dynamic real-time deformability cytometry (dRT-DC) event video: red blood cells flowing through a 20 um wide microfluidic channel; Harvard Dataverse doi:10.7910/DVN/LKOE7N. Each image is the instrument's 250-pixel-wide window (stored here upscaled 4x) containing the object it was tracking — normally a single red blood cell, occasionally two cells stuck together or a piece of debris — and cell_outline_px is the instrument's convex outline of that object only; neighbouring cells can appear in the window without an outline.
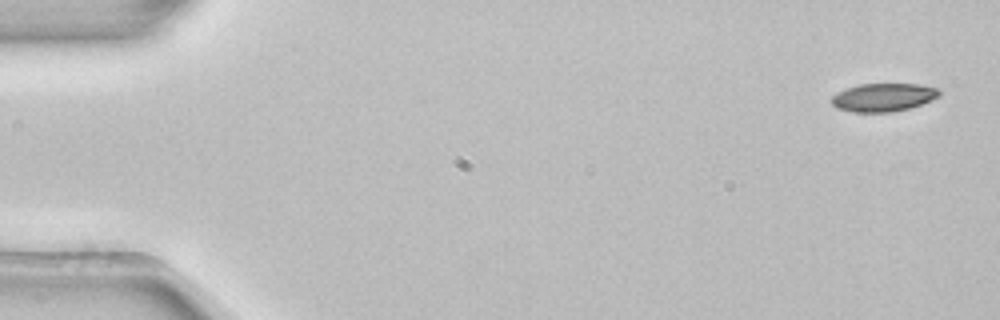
{"species": "common noctule bat (a hibernating species)", "species_latin": "Nyctalus noctula", "temperature_condition": "room temperature", "stored_images_in_passage": 6, "camera_frame_rate_fps": 3000, "um_per_image_px": 0.085, "animal": {"sex": "female", "body_mass_g": 22.7, "forearm_length_mm": 54.2}, "frame": {"image": 1, "passage_image": 1, "time_ms": 0.0, "image_size_px": [1000, 320], "cell_outline_px": [[940, 96], [932, 100], [908, 108], [892, 112], [852, 112], [836, 108], [832, 104], [832, 96], [848, 88], [860, 84], [920, 84], [940, 88]], "centroid_in_image_um": [75.12, 8.27], "position_along_channel_um": 9.9, "area_um2": 17.63}}
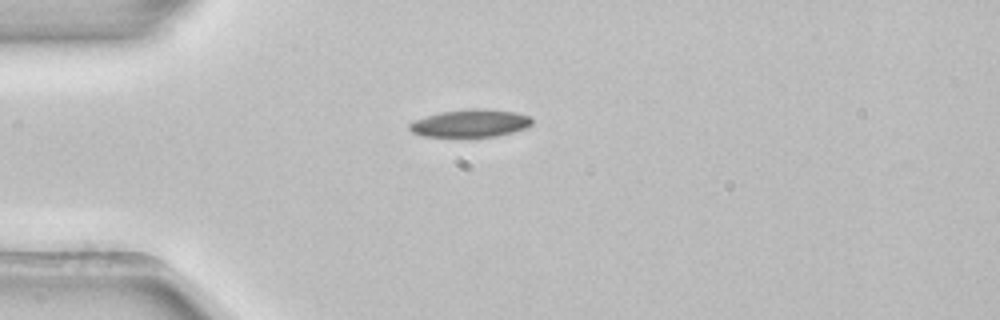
{"frame": {"image": 2, "passage_image": 4, "time_ms": 1.0, "image_size_px": [1000, 320], "cell_outline_px": [[532, 124], [524, 128], [512, 132], [496, 136], [424, 136], [412, 132], [408, 128], [408, 124], [416, 120], [440, 112], [472, 108], [480, 108], [516, 112], [528, 116], [532, 120]], "centroid_in_image_um": [39.98, 10.47], "position_along_channel_um": 45.0, "area_um2": 19.42}}
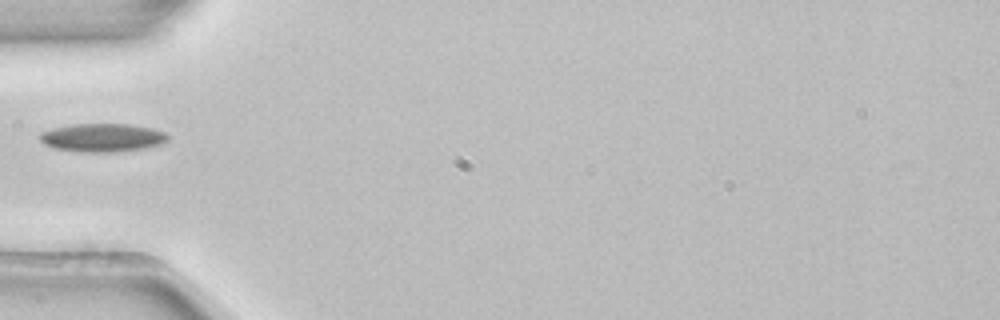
{"frame": {"image": 3, "passage_image": 5, "time_ms": 1.333, "image_size_px": [1000, 320], "cell_outline_px": [[168, 140], [164, 144], [144, 148], [116, 152], [80, 152], [52, 148], [44, 144], [40, 140], [40, 132], [72, 124], [128, 124], [152, 128], [164, 132], [168, 136]], "centroid_in_image_um": [8.72, 11.71], "position_along_channel_um": 76.3, "area_um2": 21.21}}